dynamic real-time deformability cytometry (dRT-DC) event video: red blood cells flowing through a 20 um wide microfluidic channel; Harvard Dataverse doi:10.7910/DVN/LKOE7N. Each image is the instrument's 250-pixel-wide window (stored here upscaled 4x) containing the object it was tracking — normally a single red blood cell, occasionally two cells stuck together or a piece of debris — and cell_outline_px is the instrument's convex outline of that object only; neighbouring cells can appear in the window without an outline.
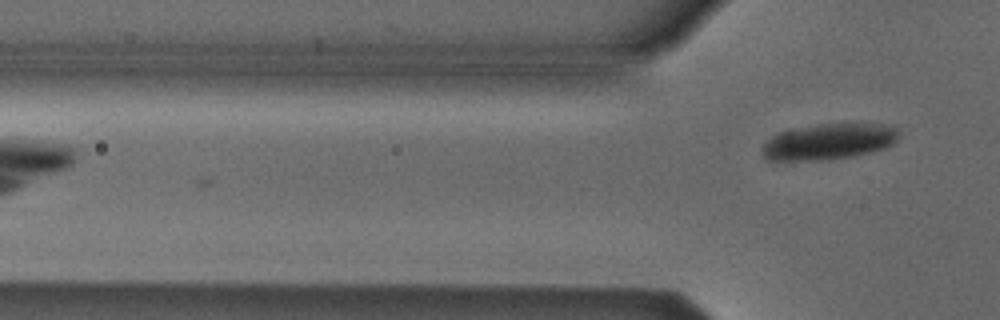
{"species": "Egyptian fruit bat (a non-hibernating species)", "species_latin": "Rousettus aegyptiacus", "temperature_condition": "cold", "stored_images_in_passage": 6, "camera_frame_rate_fps": 3000, "um_per_image_px": 0.085, "animal": {"sex": "male"}, "frame": {"image": 1, "passage_image": 6, "time_ms": 6.0, "image_size_px": [1000, 320], "cell_outline_px": [[900, 132], [896, 140], [892, 144], [884, 148], [872, 152], [832, 160], [768, 160], [760, 152], [760, 148], [772, 136], [780, 132], [796, 128], [844, 120], [860, 120], [880, 124], [896, 128]], "centroid_in_image_um": [70.5, 11.99], "position_along_channel_um": 55.3, "area_um2": 29.65}}